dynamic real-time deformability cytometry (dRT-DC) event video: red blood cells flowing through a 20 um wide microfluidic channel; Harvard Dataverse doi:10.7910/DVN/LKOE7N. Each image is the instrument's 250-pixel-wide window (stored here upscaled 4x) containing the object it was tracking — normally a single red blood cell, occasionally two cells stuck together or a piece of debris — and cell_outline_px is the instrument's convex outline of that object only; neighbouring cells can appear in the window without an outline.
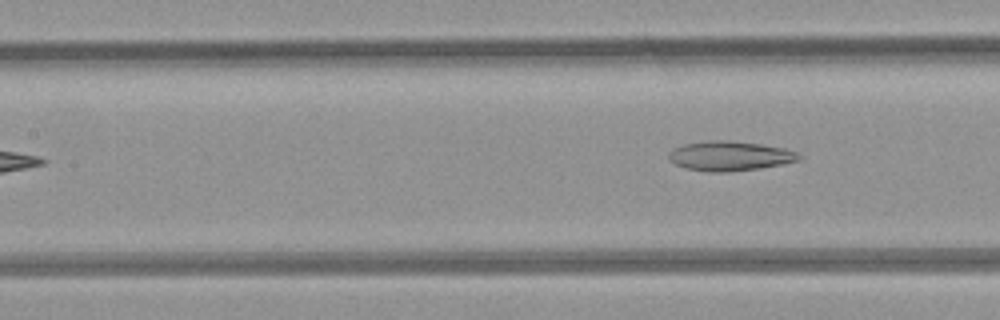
{"species": "common noctule bat (a hibernating species)", "species_latin": "Nyctalus noctula", "temperature_condition": "room temperature", "stored_images_in_passage": 5, "camera_frame_rate_fps": 3000, "um_per_image_px": 0.085, "animal": {"sex": "female", "body_mass_g": 21.9}, "frame": {"image": 1, "passage_image": 5, "time_ms": 4.667, "image_size_px": [1000, 320], "cell_outline_px": [[804, 156], [800, 160], [784, 164], [760, 168], [728, 172], [708, 172], [684, 168], [676, 164], [668, 156], [668, 152], [672, 148], [684, 144], [708, 140], [728, 140], [760, 144], [784, 148], [796, 152]], "centroid_in_image_um": [62.05, 13.26], "position_along_channel_um": 145.4, "area_um2": 22.66}}